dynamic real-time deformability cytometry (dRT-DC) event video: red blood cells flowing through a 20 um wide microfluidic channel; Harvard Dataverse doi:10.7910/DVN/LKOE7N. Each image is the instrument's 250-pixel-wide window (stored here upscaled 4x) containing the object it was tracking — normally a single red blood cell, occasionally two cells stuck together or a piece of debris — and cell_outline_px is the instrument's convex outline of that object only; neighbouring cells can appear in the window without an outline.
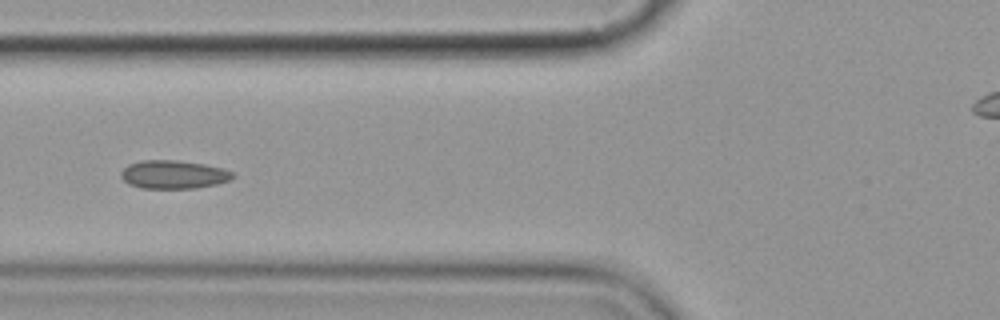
{"species": "common noctule bat (a hibernating species)", "species_latin": "Nyctalus noctula", "temperature_condition": "cold", "stored_images_in_passage": 9, "camera_frame_rate_fps": 3000, "um_per_image_px": 0.085, "animal": {"sex": "female", "body_mass_g": 19.9}, "frame": {"image": 1, "passage_image": 6, "time_ms": 5.667, "image_size_px": [1000, 320], "cell_outline_px": [[236, 176], [228, 180], [216, 184], [196, 188], [140, 188], [128, 184], [120, 176], [120, 172], [128, 164], [144, 160], [176, 160], [204, 164], [224, 168], [232, 172]], "centroid_in_image_um": [14.74, 14.83], "position_along_channel_um": 111.1, "area_um2": 18.5}}
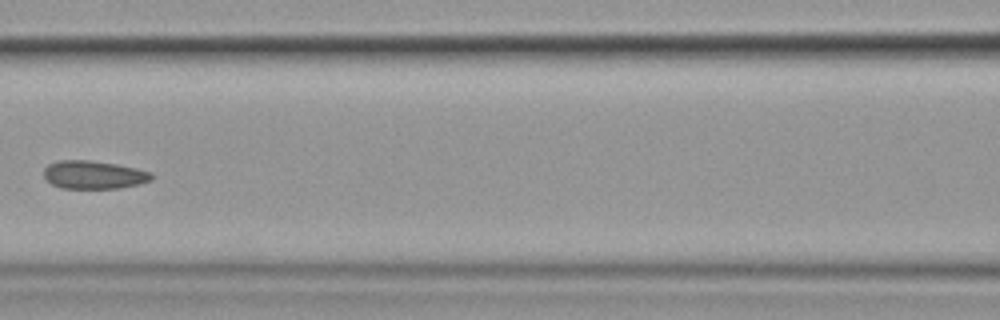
{"frame": {"image": 2, "passage_image": 7, "time_ms": 7.0, "image_size_px": [1000, 320], "cell_outline_px": [[152, 180], [140, 184], [120, 188], [60, 188], [52, 184], [44, 176], [44, 168], [48, 164], [60, 160], [88, 160], [116, 164], [136, 168], [152, 172]], "centroid_in_image_um": [7.98, 14.86], "position_along_channel_um": 158.6, "area_um2": 17.69}}
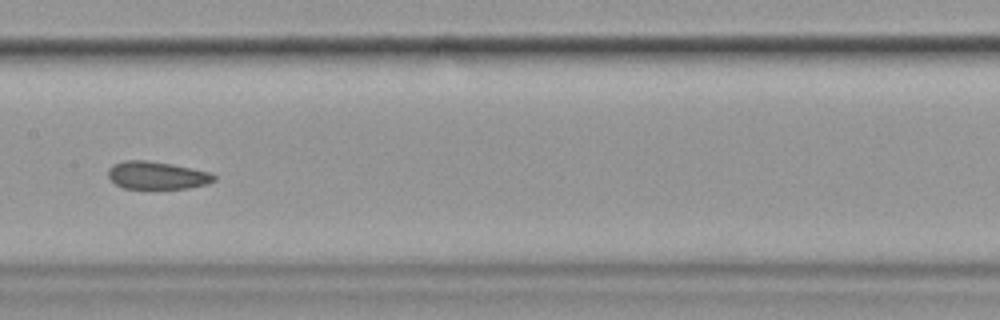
{"frame": {"image": 3, "passage_image": 8, "time_ms": 8.0, "image_size_px": [1000, 320], "cell_outline_px": [[216, 180], [208, 184], [188, 188], [124, 188], [116, 184], [108, 176], [108, 168], [112, 164], [124, 160], [148, 160], [172, 164], [212, 172], [216, 176]], "centroid_in_image_um": [13.36, 14.89], "position_along_channel_um": 194.0, "area_um2": 17.22}}